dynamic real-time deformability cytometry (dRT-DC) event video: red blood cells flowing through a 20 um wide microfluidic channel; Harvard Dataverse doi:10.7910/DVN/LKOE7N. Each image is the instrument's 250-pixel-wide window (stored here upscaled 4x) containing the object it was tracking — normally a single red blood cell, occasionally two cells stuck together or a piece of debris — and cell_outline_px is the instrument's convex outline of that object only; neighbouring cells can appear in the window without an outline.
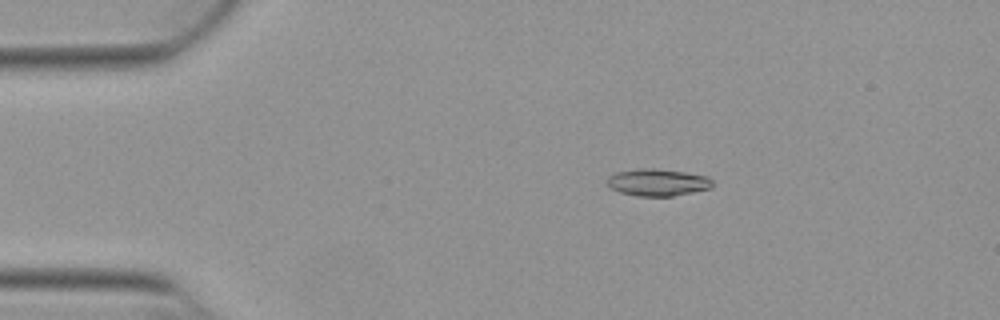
{"species": "Egyptian fruit bat (a non-hibernating species)", "species_latin": "Rousettus aegyptiacus", "temperature_condition": "warm", "stored_images_in_passage": 51, "camera_frame_rate_fps": 3000, "um_per_image_px": 0.085, "animal": {"sex": "female"}, "frame": {"image": 1, "passage_image": 8, "time_ms": 2.333, "image_size_px": [1000, 320], "cell_outline_px": [[712, 188], [672, 196], [636, 196], [620, 192], [612, 188], [608, 184], [608, 176], [616, 172], [640, 168], [652, 168], [684, 172], [708, 176], [712, 180]], "centroid_in_image_um": [55.91, 15.5], "position_along_channel_um": 29.1, "area_um2": 16.53}}
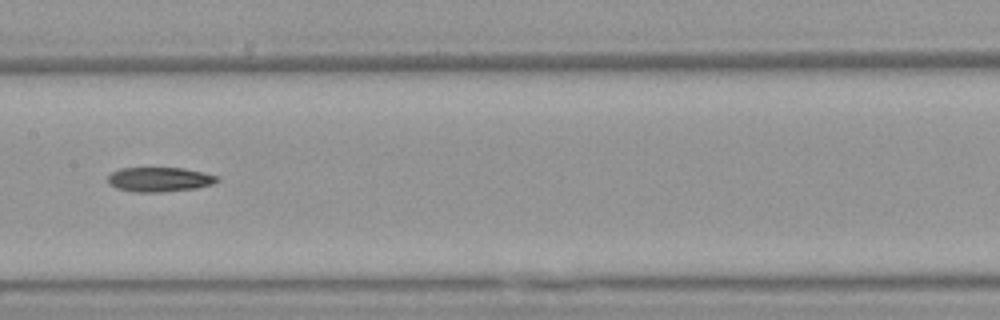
{"frame": {"image": 2, "passage_image": 25, "time_ms": 8.0, "image_size_px": [1000, 320], "cell_outline_px": [[220, 180], [212, 184], [196, 188], [160, 192], [136, 192], [116, 188], [108, 184], [108, 176], [112, 172], [120, 168], [184, 168], [204, 172], [220, 176]], "centroid_in_image_um": [13.58, 15.25], "position_along_channel_um": 193.8, "area_um2": 15.72}}
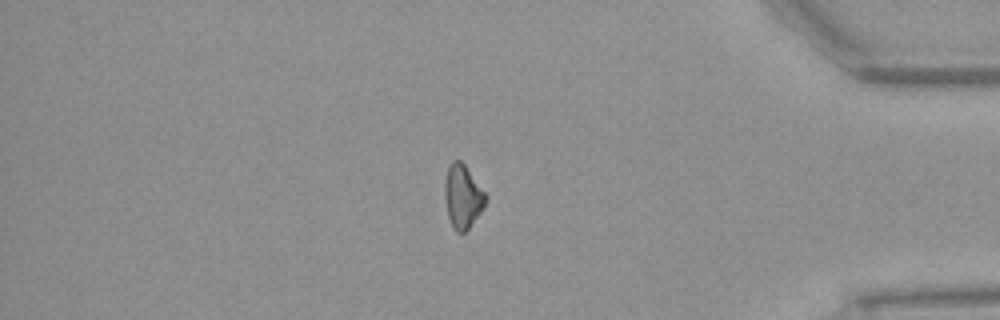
{"frame": {"image": 3, "passage_image": 43, "time_ms": 14.0, "image_size_px": [1000, 320], "cell_outline_px": [[488, 196], [484, 208], [468, 228], [464, 232], [456, 232], [448, 216], [444, 196], [444, 184], [448, 164], [452, 160], [460, 160], [464, 164]], "centroid_in_image_um": [39.32, 16.67], "position_along_channel_um": 395.9, "area_um2": 15.14}}